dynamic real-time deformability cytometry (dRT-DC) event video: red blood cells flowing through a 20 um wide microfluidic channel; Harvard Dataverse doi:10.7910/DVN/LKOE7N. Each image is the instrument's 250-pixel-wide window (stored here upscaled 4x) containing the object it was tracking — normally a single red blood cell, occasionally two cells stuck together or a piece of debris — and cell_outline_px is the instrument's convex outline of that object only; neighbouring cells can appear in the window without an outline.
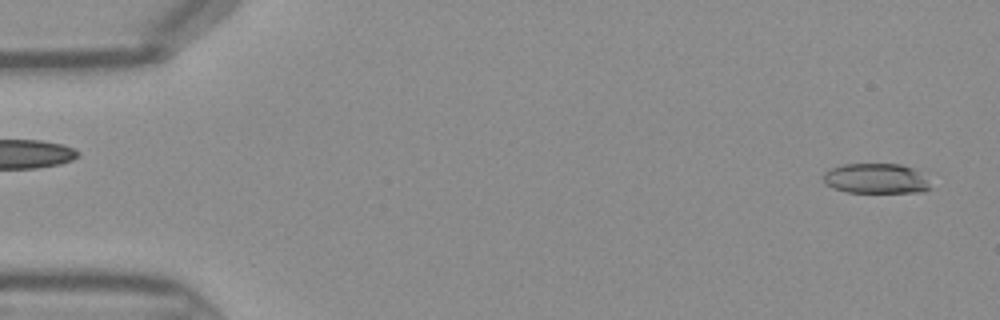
{"species": "Egyptian fruit bat (a non-hibernating species)", "species_latin": "Rousettus aegyptiacus", "temperature_condition": "warm", "stored_images_in_passage": 10, "camera_frame_rate_fps": 3000, "um_per_image_px": 0.085, "frame": {"image": 1, "passage_image": 2, "time_ms": 0.333, "image_size_px": [1000, 320], "cell_outline_px": [[932, 188], [924, 192], [848, 192], [832, 188], [824, 184], [820, 176], [824, 172], [840, 164], [900, 164], [912, 168], [928, 176]], "centroid_in_image_um": [74.46, 15.18], "position_along_channel_um": 10.5, "area_um2": 19.25}}